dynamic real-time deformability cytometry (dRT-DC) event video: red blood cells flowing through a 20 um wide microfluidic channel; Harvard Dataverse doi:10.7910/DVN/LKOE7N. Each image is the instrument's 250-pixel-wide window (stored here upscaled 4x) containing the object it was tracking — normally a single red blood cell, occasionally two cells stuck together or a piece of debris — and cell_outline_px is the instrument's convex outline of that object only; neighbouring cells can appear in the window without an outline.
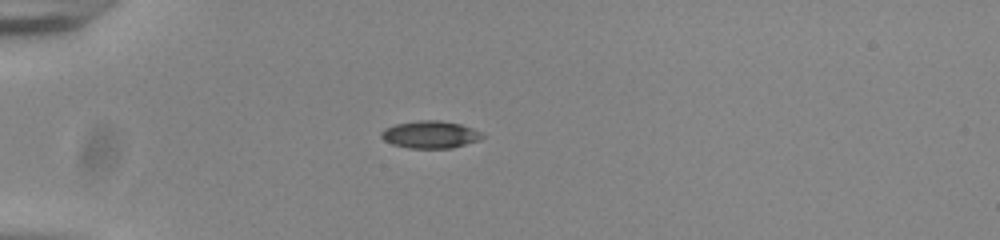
{"species": "common noctule bat (a hibernating species)", "species_latin": "Nyctalus noctula", "temperature_condition": "room temperature", "stored_images_in_passage": 39, "camera_frame_rate_fps": 3000, "um_per_image_px": 0.085, "animal": {"sex": "male", "body_mass_g": 20.0, "forearm_length_mm": 53.3}, "frame": {"image": 1, "passage_image": 1, "time_ms": 0.0, "image_size_px": [1000, 240], "cell_outline_px": [[484, 136], [480, 140], [452, 148], [408, 148], [392, 144], [384, 140], [380, 136], [380, 132], [384, 128], [396, 124], [416, 120], [440, 120], [460, 124], [472, 128], [480, 132]], "centroid_in_image_um": [36.55, 11.43], "position_along_channel_um": 48.5, "area_um2": 16.18}}
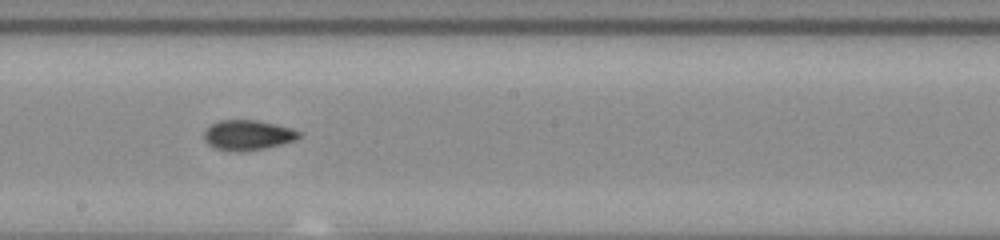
{"frame": {"image": 2, "passage_image": 17, "time_ms": 5.333, "image_size_px": [1000, 240], "cell_outline_px": [[300, 136], [296, 140], [264, 148], [244, 152], [236, 152], [216, 148], [208, 144], [204, 140], [204, 132], [212, 124], [220, 120], [256, 120], [276, 124], [292, 128], [300, 132]], "centroid_in_image_um": [21.06, 11.48], "position_along_channel_um": 227.1, "area_um2": 16.59}}
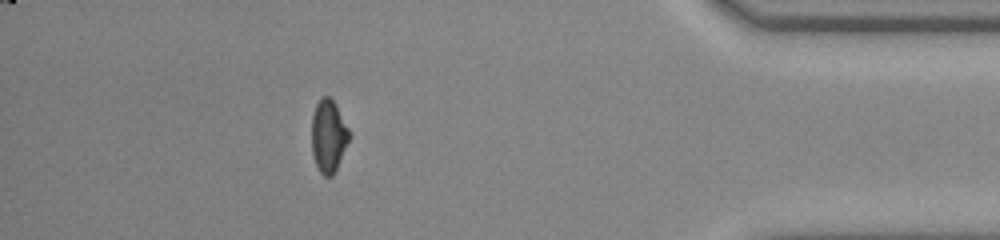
{"frame": {"image": 3, "passage_image": 34, "time_ms": 11.0, "image_size_px": [1000, 240], "cell_outline_px": [[352, 136], [332, 176], [324, 176], [320, 172], [316, 164], [312, 152], [312, 116], [316, 104], [324, 96], [328, 96], [336, 104]], "centroid_in_image_um": [27.93, 11.56], "position_along_channel_um": 407.3, "area_um2": 15.78}, "authors_computed_cell_mechanics": {"area_um2": 16.2996, "velocity_mm_per_s": 3.857, "shape_relaxation_time_tau1_ms": null, "shape_relaxation_time_tau2_ms": 2.3447, "deformation_change_tau1": null, "deformation_change_tau2": 0.0723}}